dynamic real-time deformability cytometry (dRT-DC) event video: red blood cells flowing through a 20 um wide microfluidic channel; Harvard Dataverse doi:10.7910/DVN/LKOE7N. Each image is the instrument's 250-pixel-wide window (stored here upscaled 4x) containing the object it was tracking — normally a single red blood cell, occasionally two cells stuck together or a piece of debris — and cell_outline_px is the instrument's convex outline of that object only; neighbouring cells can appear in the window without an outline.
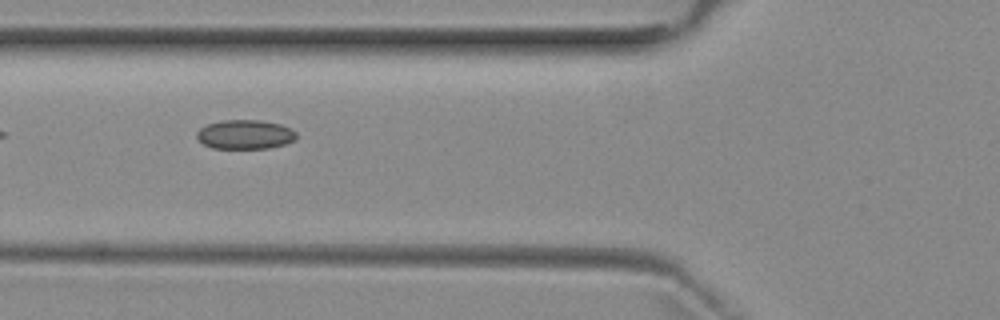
{"species": "common noctule bat (a hibernating species)", "species_latin": "Nyctalus noctula", "temperature_condition": "room temperature", "stored_images_in_passage": 8, "camera_frame_rate_fps": 3000, "um_per_image_px": 0.085, "animal": {"sex": "female", "body_mass_g": 29.2, "forearm_length_mm": 56.3}, "frame": {"image": 1, "passage_image": 7, "time_ms": 7.0, "image_size_px": [1000, 320], "cell_outline_px": [[296, 140], [284, 144], [268, 148], [212, 148], [204, 144], [196, 136], [196, 132], [200, 128], [208, 124], [220, 120], [260, 120], [280, 124], [292, 128], [296, 132]], "centroid_in_image_um": [20.84, 11.42], "position_along_channel_um": 105.0, "area_um2": 16.99}}
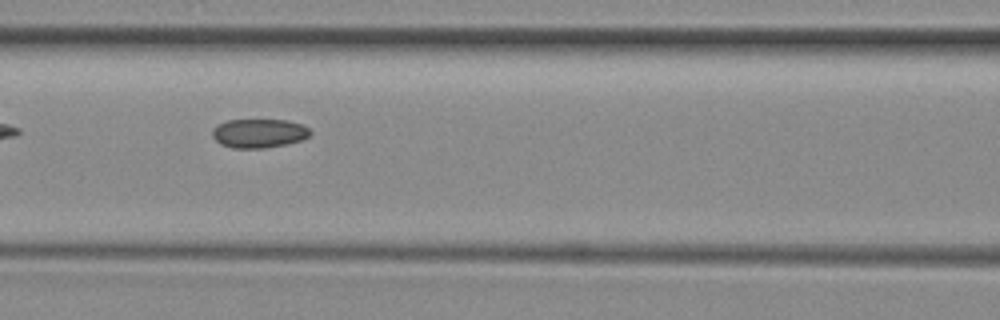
{"frame": {"image": 2, "passage_image": 8, "time_ms": 8.0, "image_size_px": [1000, 320], "cell_outline_px": [[312, 132], [308, 136], [300, 140], [288, 144], [264, 148], [232, 148], [220, 144], [212, 136], [212, 128], [228, 120], [284, 120], [300, 124], [308, 128]], "centroid_in_image_um": [21.99, 11.34], "position_along_channel_um": 144.6, "area_um2": 16.42}}